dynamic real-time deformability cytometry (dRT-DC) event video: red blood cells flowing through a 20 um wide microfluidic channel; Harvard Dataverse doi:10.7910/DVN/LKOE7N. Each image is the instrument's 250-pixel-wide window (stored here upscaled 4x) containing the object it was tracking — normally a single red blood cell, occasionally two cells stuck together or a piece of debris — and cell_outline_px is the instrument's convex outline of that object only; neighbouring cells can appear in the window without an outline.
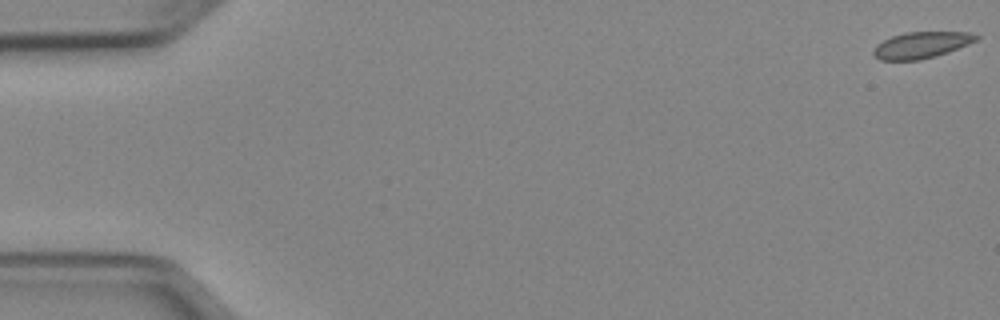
{"species": "Egyptian fruit bat (a non-hibernating species)", "species_latin": "Rousettus aegyptiacus", "temperature_condition": "cold", "stored_images_in_passage": 10, "camera_frame_rate_fps": 3000, "um_per_image_px": 0.085, "animal": {"sex": "female"}, "frame": {"image": 1, "passage_image": 1, "time_ms": 0.0, "image_size_px": [1000, 320], "cell_outline_px": [[980, 36], [976, 40], [968, 44], [948, 52], [936, 56], [920, 60], [880, 60], [872, 52], [876, 44], [892, 36], [904, 32], [968, 32]], "centroid_in_image_um": [78.3, 3.83], "position_along_channel_um": 6.7, "area_um2": 15.72}}